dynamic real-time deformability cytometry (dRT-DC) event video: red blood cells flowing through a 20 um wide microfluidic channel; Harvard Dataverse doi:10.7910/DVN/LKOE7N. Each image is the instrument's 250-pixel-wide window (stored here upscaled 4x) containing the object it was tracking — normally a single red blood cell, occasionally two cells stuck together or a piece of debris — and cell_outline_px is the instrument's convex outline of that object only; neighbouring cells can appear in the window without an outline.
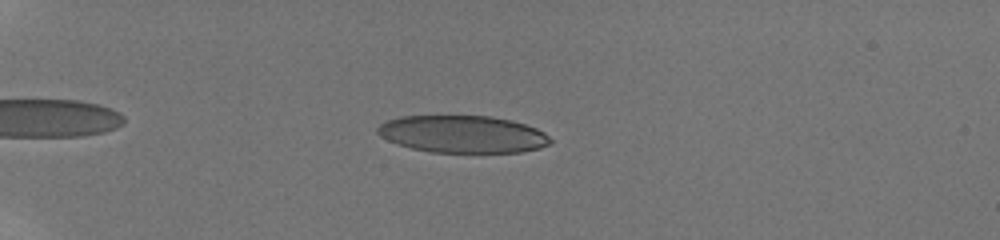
{"species": "human", "species_latin": "Homo sapiens", "temperature_condition": "room temperature", "stored_images_in_passage": 25, "camera_frame_rate_fps": 3000, "um_per_image_px": 0.085, "donor": {"sex": "male"}, "frame": {"image": 1, "passage_image": 13, "time_ms": 3.0, "image_size_px": [1000, 240], "cell_outline_px": [[552, 140], [548, 144], [540, 148], [520, 152], [432, 152], [412, 148], [396, 144], [380, 136], [376, 132], [376, 128], [380, 124], [388, 120], [400, 116], [492, 116], [512, 120], [536, 128], [544, 132]], "centroid_in_image_um": [39.31, 11.4], "position_along_channel_um": 45.7, "area_um2": 37.51}}
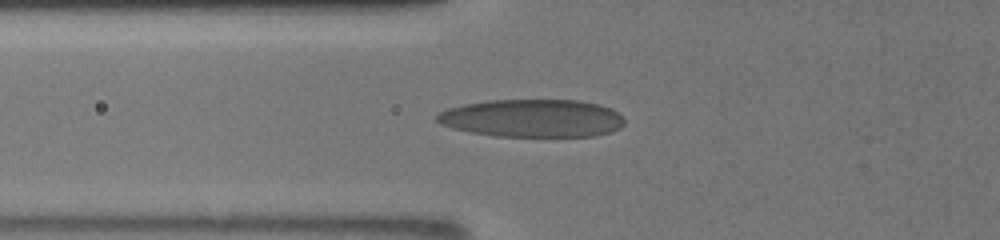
{"frame": {"image": 2, "passage_image": 23, "time_ms": 5.333, "image_size_px": [1000, 240], "cell_outline_px": [[624, 124], [620, 128], [612, 132], [596, 136], [496, 136], [472, 132], [452, 128], [440, 124], [436, 120], [436, 116], [440, 112], [448, 108], [464, 104], [488, 100], [580, 100], [600, 104], [612, 108], [624, 120]], "centroid_in_image_um": [45.27, 10.04], "position_along_channel_um": 80.5, "area_um2": 41.5}}